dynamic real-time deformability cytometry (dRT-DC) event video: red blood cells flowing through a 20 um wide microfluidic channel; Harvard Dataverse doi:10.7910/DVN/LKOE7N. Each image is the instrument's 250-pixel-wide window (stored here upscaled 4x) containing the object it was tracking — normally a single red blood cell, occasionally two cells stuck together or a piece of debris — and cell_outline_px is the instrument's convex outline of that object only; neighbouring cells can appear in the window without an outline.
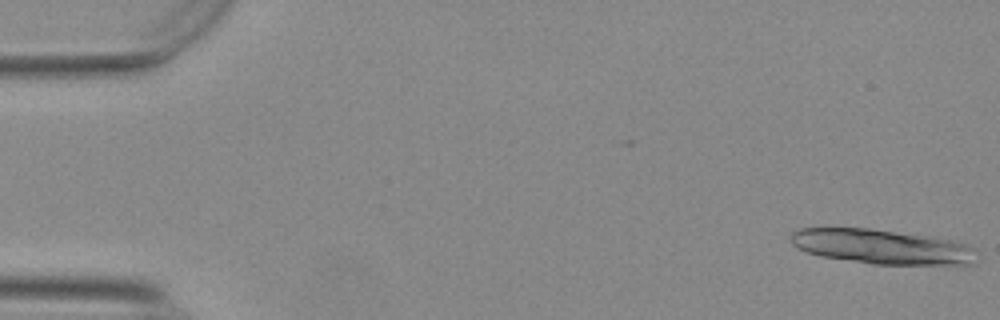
{"species": "Egyptian fruit bat (a non-hibernating species)", "species_latin": "Rousettus aegyptiacus", "temperature_condition": "warm", "stored_images_in_passage": 16, "camera_frame_rate_fps": 3000, "um_per_image_px": 0.085, "animal": {"sex": "female"}, "frame": {"image": 1, "passage_image": 1, "time_ms": 0.0, "image_size_px": [1000, 320], "cell_outline_px": [[976, 264], [872, 264], [820, 256], [796, 248], [792, 244], [792, 232], [800, 228], [868, 228], [928, 236], [948, 240], [964, 244], [972, 248]], "centroid_in_image_um": [74.89, 20.97], "position_along_channel_um": 10.1, "area_um2": 36.99}}